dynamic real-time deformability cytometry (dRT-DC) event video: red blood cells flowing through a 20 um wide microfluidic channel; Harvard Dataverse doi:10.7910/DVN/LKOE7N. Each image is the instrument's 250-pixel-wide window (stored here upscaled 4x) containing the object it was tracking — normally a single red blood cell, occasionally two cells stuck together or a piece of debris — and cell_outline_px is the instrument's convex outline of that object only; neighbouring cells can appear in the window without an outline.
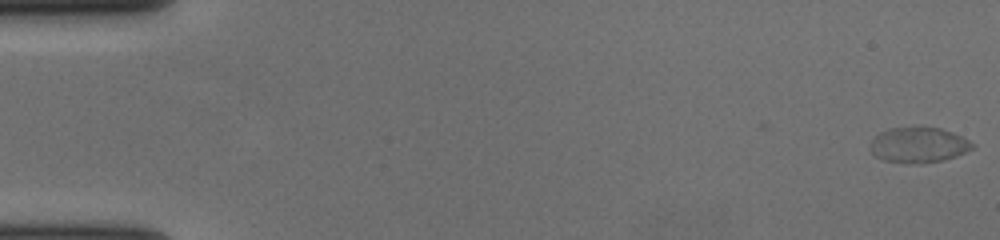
{"species": "human", "species_latin": "Homo sapiens", "temperature_condition": "cold", "stored_images_in_passage": 59, "camera_frame_rate_fps": 3000, "um_per_image_px": 0.085, "donor": {"sex": "female"}, "frame": {"image": 1, "passage_image": 1, "time_ms": 0.0, "image_size_px": [1000, 240], "cell_outline_px": [[976, 144], [972, 148], [956, 156], [944, 160], [920, 164], [908, 164], [884, 160], [876, 156], [872, 152], [872, 140], [880, 132], [888, 128], [920, 124], [940, 128], [952, 132]], "centroid_in_image_um": [78.08, 12.29], "position_along_channel_um": 6.9, "area_um2": 21.56}}
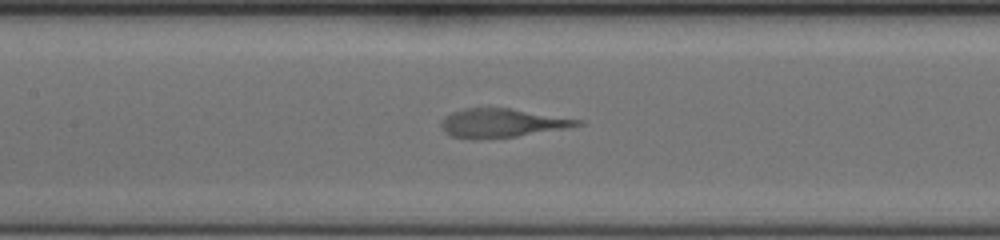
{"frame": {"image": 2, "passage_image": 28, "time_ms": 9.0, "image_size_px": [1000, 240], "cell_outline_px": [[584, 124], [564, 128], [516, 136], [480, 140], [472, 140], [452, 136], [444, 132], [440, 124], [440, 120], [444, 116], [452, 112], [464, 108], [508, 108], [584, 120]], "centroid_in_image_um": [42.59, 10.46], "position_along_channel_um": 164.8, "area_um2": 22.89}}
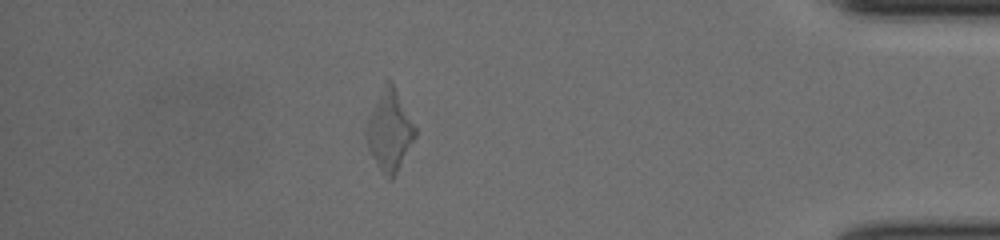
{"frame": {"image": 3, "passage_image": 51, "time_ms": 16.667, "image_size_px": [1000, 240], "cell_outline_px": [[416, 136], [392, 180], [388, 180], [380, 168], [368, 148], [368, 120], [380, 92], [388, 76], [392, 80], [416, 128]], "centroid_in_image_um": [33.15, 11.07], "position_along_channel_um": 402.0, "area_um2": 22.02}}